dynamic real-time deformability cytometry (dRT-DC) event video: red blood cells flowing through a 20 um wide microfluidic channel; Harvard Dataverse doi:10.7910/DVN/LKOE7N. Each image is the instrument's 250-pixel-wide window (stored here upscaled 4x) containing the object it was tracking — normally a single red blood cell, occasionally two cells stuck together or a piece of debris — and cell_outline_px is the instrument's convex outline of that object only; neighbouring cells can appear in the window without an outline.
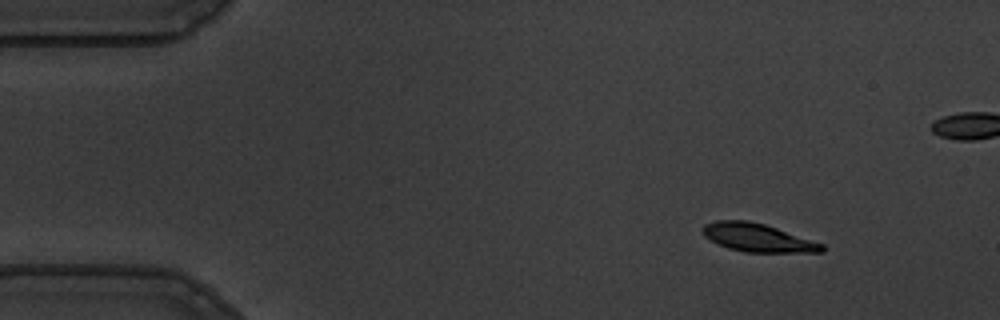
{"species": "common noctule bat (a hibernating species)", "species_latin": "Nyctalus noctula", "temperature_condition": "warm", "stored_images_in_passage": 51, "camera_frame_rate_fps": 3000, "um_per_image_px": 0.085, "animal": {"sex": "male", "body_mass_g": 19.5, "forearm_length_mm": 54.6}, "frame": {"image": 1, "passage_image": 1, "time_ms": 0.0, "image_size_px": [1000, 320], "cell_outline_px": [[824, 252], [744, 252], [728, 248], [704, 236], [700, 228], [704, 224], [716, 220], [748, 220], [764, 224], [824, 244]], "centroid_in_image_um": [64.37, 20.19], "position_along_channel_um": 20.6, "area_um2": 19.48}}
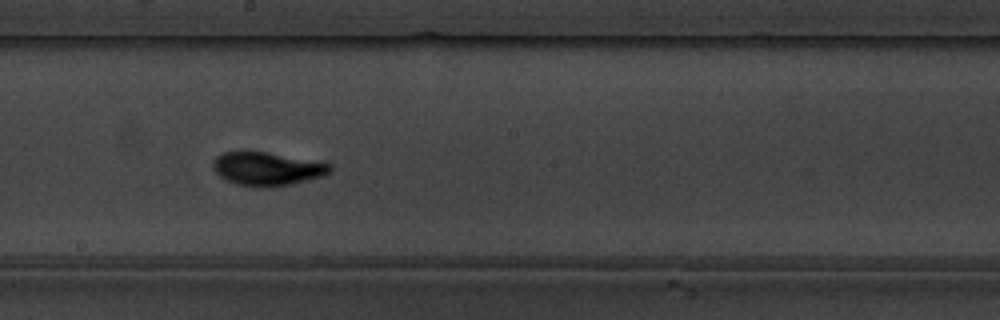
{"frame": {"image": 2, "passage_image": 25, "time_ms": 8.0, "image_size_px": [1000, 320], "cell_outline_px": [[332, 172], [320, 176], [292, 184], [268, 188], [256, 188], [236, 184], [220, 176], [212, 168], [212, 160], [216, 156], [224, 152], [268, 152], [332, 164]], "centroid_in_image_um": [22.68, 14.36], "position_along_channel_um": 225.5, "area_um2": 22.83}}
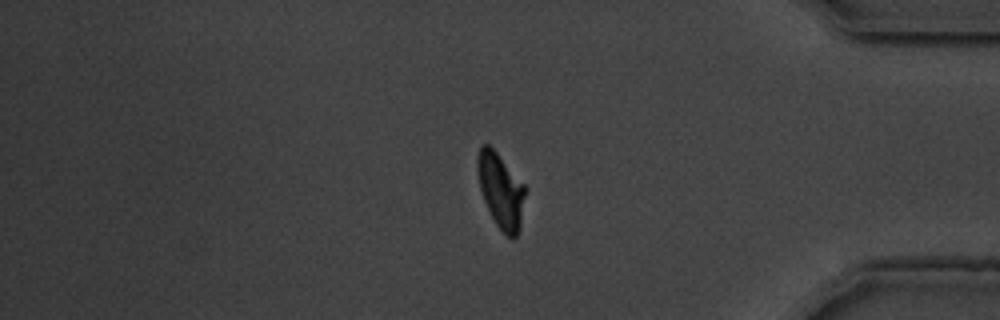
{"frame": {"image": 3, "passage_image": 41, "time_ms": 13.333, "image_size_px": [1000, 320], "cell_outline_px": [[528, 188], [520, 228], [516, 236], [512, 240], [496, 224], [484, 200], [480, 188], [476, 172], [476, 156], [480, 144], [488, 144], [496, 152]], "centroid_in_image_um": [42.58, 16.17], "position_along_channel_um": 392.6, "area_um2": 21.1}, "authors_computed_cell_mechanics": {"area_um2": 21.2126, "velocity_mm_per_s": 3.6172, "shape_relaxation_time_tau1_ms": 2.848, "shape_relaxation_time_tau2_ms": null, "deformation_change_tau1": 0.1683, "deformation_change_tau2": null}}